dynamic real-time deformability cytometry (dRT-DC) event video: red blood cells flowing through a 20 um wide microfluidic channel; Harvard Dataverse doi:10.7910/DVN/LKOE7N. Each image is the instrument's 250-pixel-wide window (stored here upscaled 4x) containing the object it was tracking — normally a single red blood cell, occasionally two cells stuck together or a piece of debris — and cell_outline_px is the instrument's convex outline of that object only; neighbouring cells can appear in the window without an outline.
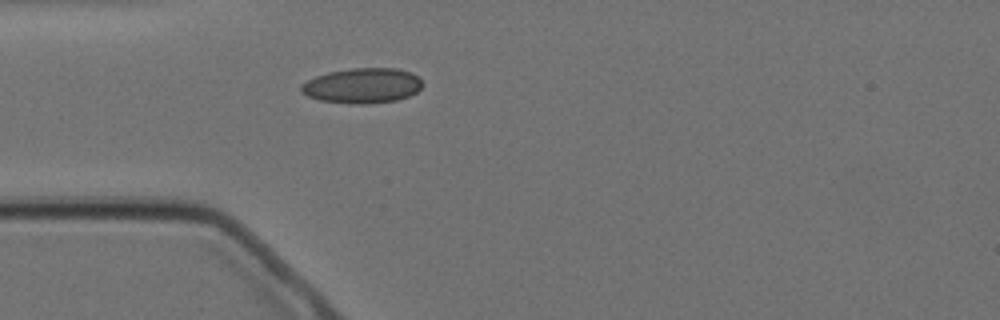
{"species": "Egyptian fruit bat (a non-hibernating species)", "species_latin": "Rousettus aegyptiacus", "temperature_condition": "cold", "stored_images_in_passage": 1, "camera_frame_rate_fps": 3000, "um_per_image_px": 0.085, "animal": {"sex": "female"}, "frame": {"image": 1, "passage_image": 1, "time_ms": 0.0, "image_size_px": [1000, 320], "cell_outline_px": [[424, 84], [416, 92], [408, 96], [396, 100], [364, 104], [352, 104], [320, 100], [308, 96], [300, 92], [300, 84], [316, 76], [328, 72], [352, 68], [396, 68], [412, 72], [420, 76]], "centroid_in_image_um": [30.82, 7.27], "position_along_channel_um": 54.2, "area_um2": 25.03}}